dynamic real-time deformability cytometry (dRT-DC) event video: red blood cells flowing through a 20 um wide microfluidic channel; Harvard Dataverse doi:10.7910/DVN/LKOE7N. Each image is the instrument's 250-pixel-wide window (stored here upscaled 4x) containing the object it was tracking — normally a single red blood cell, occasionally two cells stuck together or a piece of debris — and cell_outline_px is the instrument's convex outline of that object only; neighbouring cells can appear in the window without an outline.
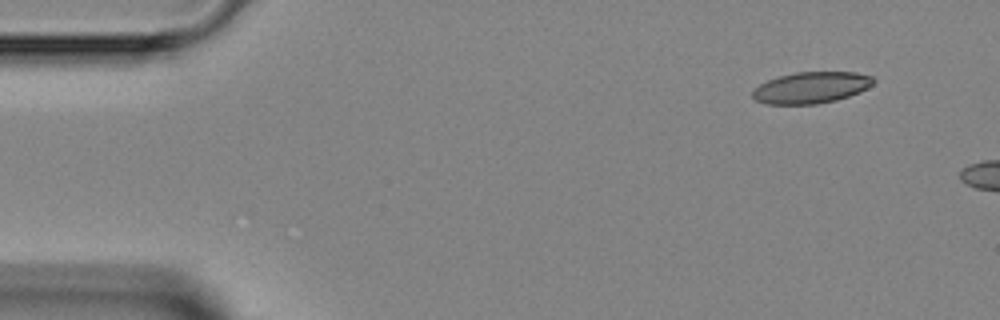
{"species": "Egyptian fruit bat (a non-hibernating species)", "species_latin": "Rousettus aegyptiacus", "temperature_condition": "room temperature", "stored_images_in_passage": 4, "camera_frame_rate_fps": 3000, "um_per_image_px": 0.085, "animal": {"sex": "female"}, "frame": {"image": 1, "passage_image": 1, "time_ms": 0.0, "image_size_px": [1000, 320], "cell_outline_px": [[876, 80], [868, 88], [860, 92], [836, 100], [816, 104], [768, 104], [756, 100], [752, 96], [752, 92], [760, 84], [768, 80], [780, 76], [796, 72], [856, 72], [872, 76]], "centroid_in_image_um": [68.98, 7.44], "position_along_channel_um": 16.0, "area_um2": 22.02}}